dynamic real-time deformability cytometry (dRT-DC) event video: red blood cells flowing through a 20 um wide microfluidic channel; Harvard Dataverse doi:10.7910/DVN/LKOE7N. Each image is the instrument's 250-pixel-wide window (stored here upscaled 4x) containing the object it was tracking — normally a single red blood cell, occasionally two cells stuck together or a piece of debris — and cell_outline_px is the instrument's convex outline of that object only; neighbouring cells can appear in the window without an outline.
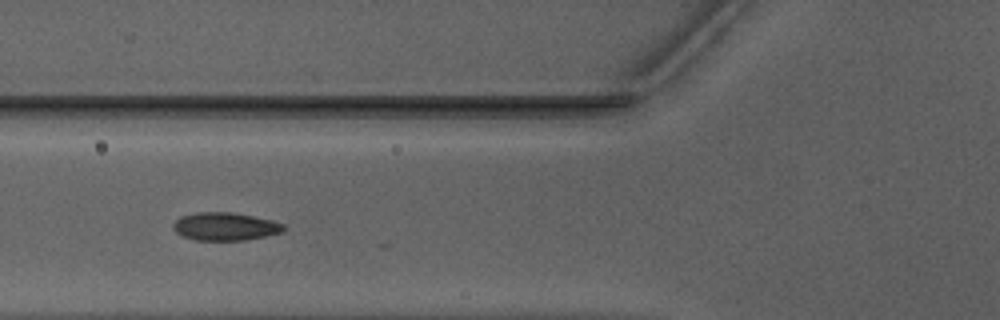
{"species": "Egyptian fruit bat (a non-hibernating species)", "species_latin": "Rousettus aegyptiacus", "temperature_condition": "warm", "stored_images_in_passage": 11, "camera_frame_rate_fps": 3000, "um_per_image_px": 0.085, "animal": {"sex": "male"}, "frame": {"image": 1, "passage_image": 9, "time_ms": 2.667, "image_size_px": [1000, 320], "cell_outline_px": [[284, 232], [268, 236], [248, 240], [196, 240], [180, 236], [172, 228], [172, 224], [180, 216], [196, 212], [232, 212], [272, 220], [284, 224]], "centroid_in_image_um": [19.13, 19.25], "position_along_channel_um": 106.7, "area_um2": 18.26}}